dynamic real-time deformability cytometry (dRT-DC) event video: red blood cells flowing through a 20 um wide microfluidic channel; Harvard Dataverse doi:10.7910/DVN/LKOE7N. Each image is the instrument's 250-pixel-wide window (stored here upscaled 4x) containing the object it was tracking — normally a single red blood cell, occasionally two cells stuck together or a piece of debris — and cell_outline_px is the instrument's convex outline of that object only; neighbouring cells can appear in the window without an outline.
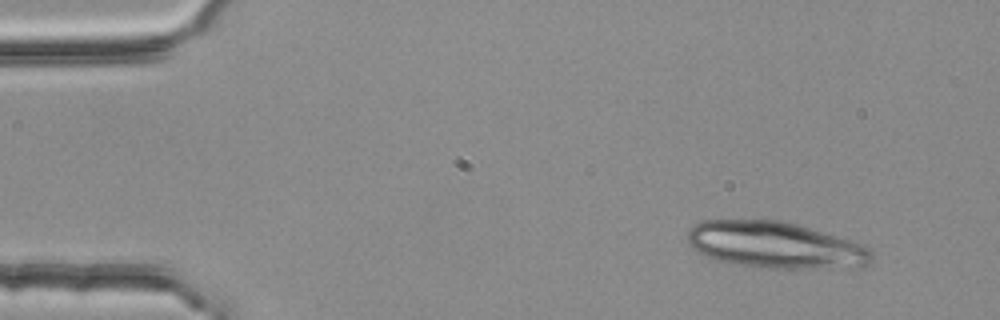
{"species": "common noctule bat (a hibernating species)", "species_latin": "Nyctalus noctula", "temperature_condition": "room temperature", "stored_images_in_passage": 4, "camera_frame_rate_fps": 3000, "um_per_image_px": 0.085, "animal": {"sex": "female", "body_mass_g": 25.1}, "frame": {"image": 1, "passage_image": 1, "time_ms": 0.0, "image_size_px": [1000, 320], "cell_outline_px": [[872, 260], [868, 264], [804, 268], [760, 268], [732, 264], [716, 260], [704, 256], [692, 248], [688, 244], [688, 228], [692, 224], [700, 220], [780, 220], [796, 224], [852, 240], [864, 244], [872, 248]], "centroid_in_image_um": [65.8, 20.81], "position_along_channel_um": 19.2, "area_um2": 49.94}}